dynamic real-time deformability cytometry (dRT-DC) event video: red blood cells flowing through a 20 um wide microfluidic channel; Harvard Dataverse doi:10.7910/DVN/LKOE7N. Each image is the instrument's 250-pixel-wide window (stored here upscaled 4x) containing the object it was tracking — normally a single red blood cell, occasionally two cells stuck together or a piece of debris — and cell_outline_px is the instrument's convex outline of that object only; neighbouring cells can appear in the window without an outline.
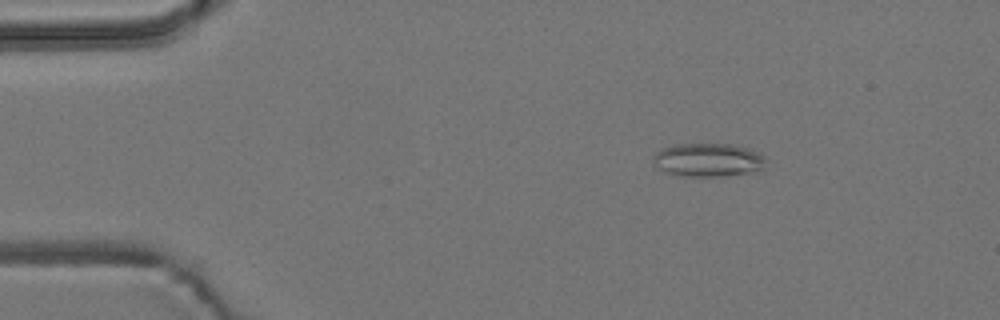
{"species": "common noctule bat (a hibernating species)", "species_latin": "Nyctalus noctula", "temperature_condition": "room temperature", "stored_images_in_passage": 6, "camera_frame_rate_fps": 3000, "um_per_image_px": 0.085, "animal": {"sex": "male", "body_mass_g": 19.2, "forearm_length_mm": 51.8}, "frame": {"image": 1, "passage_image": 3, "time_ms": 2.333, "image_size_px": [1000, 320], "cell_outline_px": [[764, 168], [752, 172], [720, 176], [684, 176], [664, 172], [652, 160], [652, 156], [656, 152], [664, 148], [676, 144], [732, 144], [748, 148], [764, 156]], "centroid_in_image_um": [60.18, 13.59], "position_along_channel_um": 24.8, "area_um2": 21.79}}